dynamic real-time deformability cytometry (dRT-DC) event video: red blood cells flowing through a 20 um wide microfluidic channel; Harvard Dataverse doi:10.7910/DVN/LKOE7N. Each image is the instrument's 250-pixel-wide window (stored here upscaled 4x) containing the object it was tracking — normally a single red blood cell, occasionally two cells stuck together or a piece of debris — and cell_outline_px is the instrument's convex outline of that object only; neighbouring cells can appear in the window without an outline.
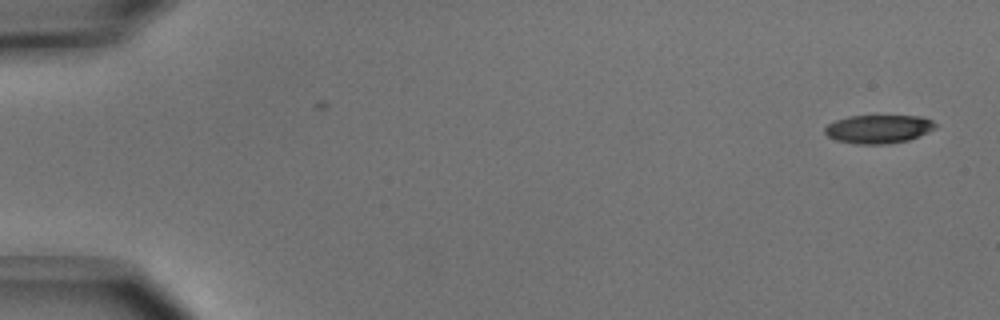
{"species": "common noctule bat (a hibernating species)", "species_latin": "Nyctalus noctula", "temperature_condition": "cold", "stored_images_in_passage": 3, "camera_frame_rate_fps": 3000, "um_per_image_px": 0.085, "animal": {"sex": "male", "body_mass_g": 15.6}, "frame": {"image": 1, "passage_image": 1, "time_ms": 0.0, "image_size_px": [1000, 320], "cell_outline_px": [[936, 128], [908, 140], [884, 144], [856, 144], [836, 140], [828, 136], [824, 132], [824, 128], [828, 124], [836, 120], [848, 116], [920, 116], [932, 120], [936, 124]], "centroid_in_image_um": [74.65, 10.96], "position_along_channel_um": 10.4, "area_um2": 18.21}}